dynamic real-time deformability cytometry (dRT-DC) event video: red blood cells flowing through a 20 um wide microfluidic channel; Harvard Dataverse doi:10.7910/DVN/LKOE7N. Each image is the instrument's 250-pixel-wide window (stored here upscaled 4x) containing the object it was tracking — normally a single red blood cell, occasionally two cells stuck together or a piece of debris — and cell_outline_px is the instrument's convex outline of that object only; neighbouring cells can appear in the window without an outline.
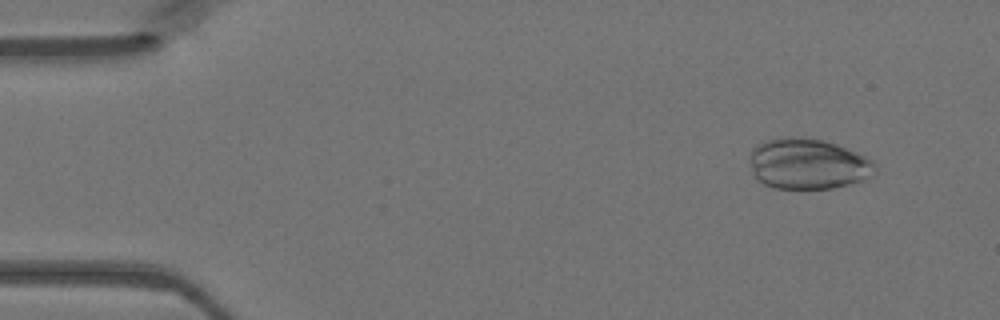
{"species": "Egyptian fruit bat (a non-hibernating species)", "species_latin": "Rousettus aegyptiacus", "temperature_condition": "warm", "stored_images_in_passage": 47, "camera_frame_rate_fps": 3000, "um_per_image_px": 0.085, "animal": {"sex": "female"}, "frame": {"image": 1, "passage_image": 4, "time_ms": 1.0, "image_size_px": [1000, 320], "cell_outline_px": [[876, 172], [872, 176], [848, 184], [832, 188], [776, 188], [764, 184], [756, 180], [752, 172], [748, 160], [748, 156], [752, 148], [768, 140], [784, 136], [800, 136], [820, 140], [836, 144], [864, 156], [872, 160], [876, 164]], "centroid_in_image_um": [68.63, 13.92], "position_along_channel_um": 16.4, "area_um2": 37.11}}
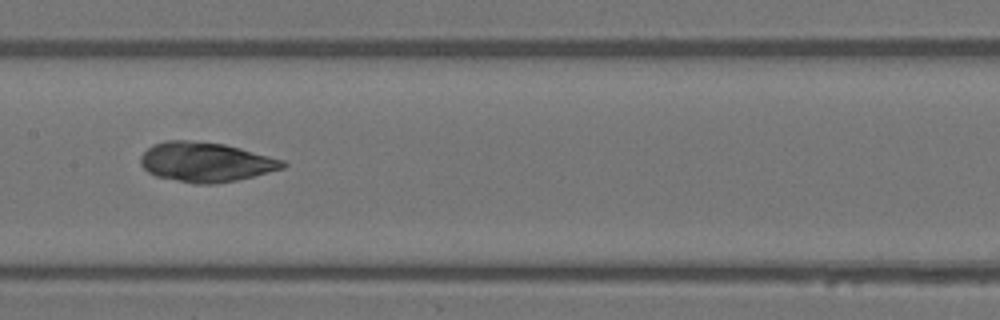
{"frame": {"image": 2, "passage_image": 23, "time_ms": 7.333, "image_size_px": [1000, 320], "cell_outline_px": [[288, 164], [284, 168], [236, 180], [212, 184], [196, 184], [156, 176], [148, 172], [140, 164], [140, 156], [152, 144], [164, 140], [188, 140], [224, 144], [240, 148], [284, 160]], "centroid_in_image_um": [17.46, 13.76], "position_along_channel_um": 189.9, "area_um2": 32.71}}
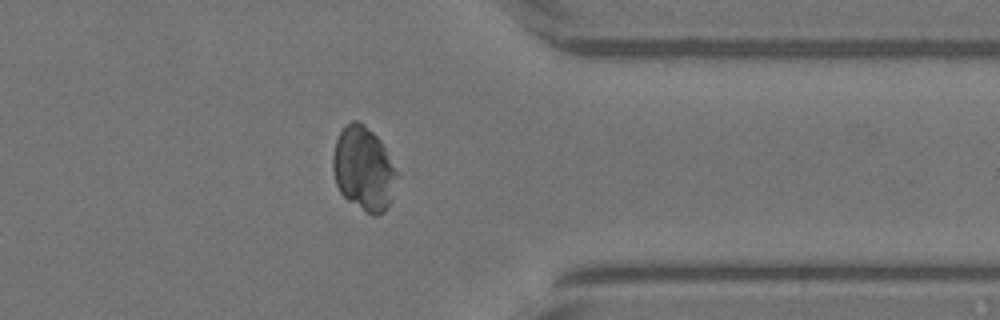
{"frame": {"image": 3, "passage_image": 37, "time_ms": 12.0, "image_size_px": [1000, 320], "cell_outline_px": [[396, 176], [388, 204], [384, 212], [376, 216], [372, 216], [348, 200], [340, 192], [336, 184], [332, 168], [332, 156], [336, 140], [344, 124], [352, 120], [360, 120], [380, 140], [396, 172]], "centroid_in_image_um": [30.84, 14.31], "position_along_channel_um": 380.6, "area_um2": 30.81}}